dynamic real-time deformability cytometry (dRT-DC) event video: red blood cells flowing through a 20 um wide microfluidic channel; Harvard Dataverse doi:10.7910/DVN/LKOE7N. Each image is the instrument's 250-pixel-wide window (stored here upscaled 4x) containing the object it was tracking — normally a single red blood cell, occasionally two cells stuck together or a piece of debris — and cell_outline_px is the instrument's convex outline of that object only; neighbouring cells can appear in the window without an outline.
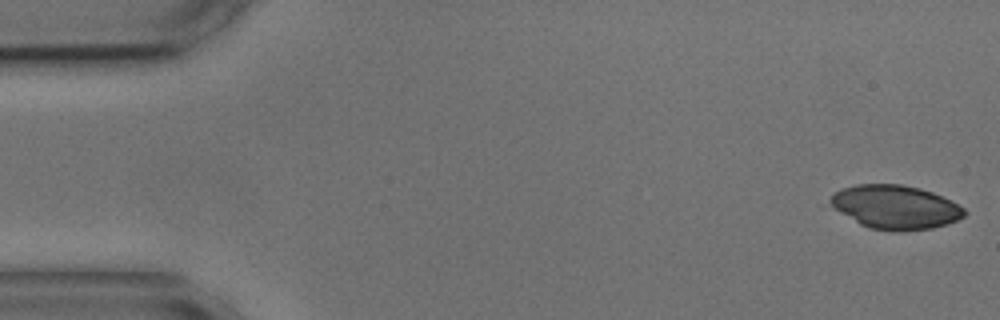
{"species": "common noctule bat (a hibernating species)", "species_latin": "Nyctalus noctula", "temperature_condition": "cold", "stored_images_in_passage": 7, "camera_frame_rate_fps": 3000, "um_per_image_px": 0.085, "animal": {"sex": "male", "body_mass_g": 17.9, "forearm_length_mm": 54.2}, "frame": {"image": 1, "passage_image": 1, "time_ms": 0.0, "image_size_px": [1000, 320], "cell_outline_px": [[968, 212], [964, 216], [948, 224], [932, 228], [904, 232], [892, 232], [868, 228], [860, 224], [836, 208], [828, 200], [840, 188], [856, 184], [904, 184], [920, 188], [932, 192], [964, 208]], "centroid_in_image_um": [76.13, 17.61], "position_along_channel_um": 8.9, "area_um2": 34.16}}